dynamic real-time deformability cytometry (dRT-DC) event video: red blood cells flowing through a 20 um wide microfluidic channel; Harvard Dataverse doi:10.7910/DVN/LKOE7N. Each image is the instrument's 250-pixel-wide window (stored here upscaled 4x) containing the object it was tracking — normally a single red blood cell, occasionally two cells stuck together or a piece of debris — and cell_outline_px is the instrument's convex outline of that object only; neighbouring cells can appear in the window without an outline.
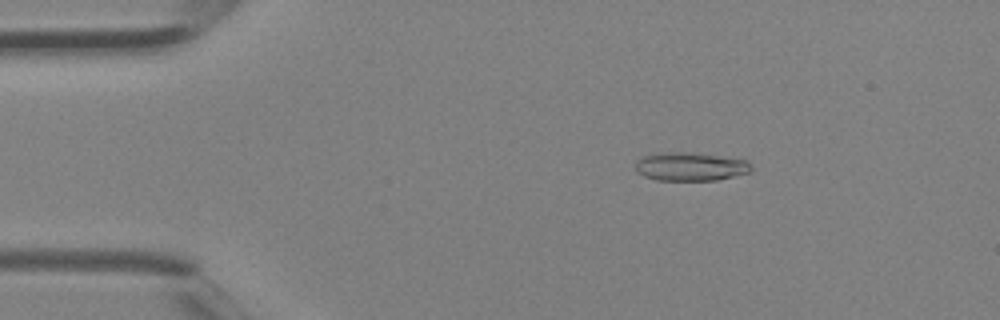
{"species": "Egyptian fruit bat (a non-hibernating species)", "species_latin": "Rousettus aegyptiacus", "temperature_condition": "room temperature", "stored_images_in_passage": 2, "camera_frame_rate_fps": 3000, "um_per_image_px": 0.085, "animal": {"sex": "female"}, "frame": {"image": 1, "passage_image": 1, "time_ms": 0.0, "image_size_px": [1000, 320], "cell_outline_px": [[752, 172], [716, 180], [656, 180], [644, 176], [636, 172], [636, 160], [640, 156], [656, 152], [688, 152], [748, 160], [752, 168]], "centroid_in_image_um": [58.65, 14.15], "position_along_channel_um": 26.4, "area_um2": 19.42}}